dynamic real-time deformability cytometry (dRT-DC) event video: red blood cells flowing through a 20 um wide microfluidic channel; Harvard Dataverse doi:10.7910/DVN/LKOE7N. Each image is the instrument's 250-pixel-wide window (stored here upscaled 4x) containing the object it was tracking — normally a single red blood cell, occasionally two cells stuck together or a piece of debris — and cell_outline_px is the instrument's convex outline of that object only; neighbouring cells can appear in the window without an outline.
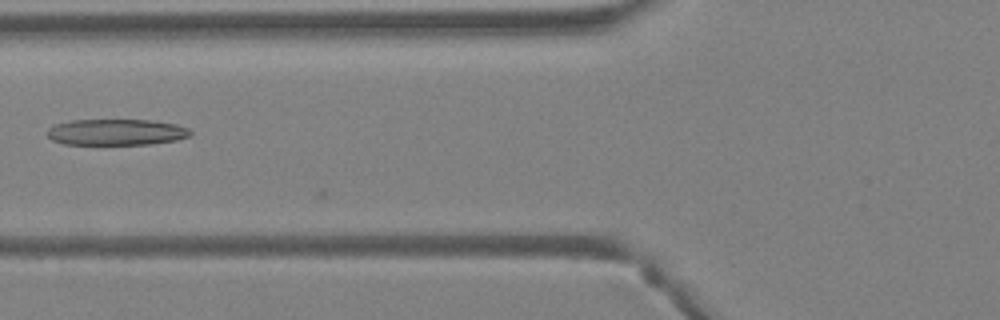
{"species": "Egyptian fruit bat (a non-hibernating species)", "species_latin": "Rousettus aegyptiacus", "temperature_condition": "warm", "stored_images_in_passage": 36, "camera_frame_rate_fps": 3000, "um_per_image_px": 0.085, "animal": {"sex": "female"}, "frame": {"image": 1, "passage_image": 13, "time_ms": 4.0, "image_size_px": [1000, 320], "cell_outline_px": [[192, 136], [176, 140], [148, 144], [64, 144], [52, 140], [48, 136], [48, 128], [56, 124], [72, 120], [148, 120], [176, 124], [188, 128], [192, 132]], "centroid_in_image_um": [9.91, 11.23], "position_along_channel_um": 115.9, "area_um2": 21.73}}
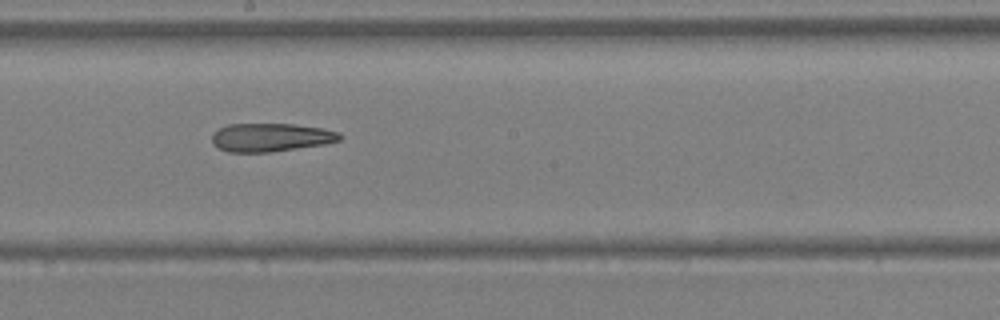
{"frame": {"image": 2, "passage_image": 20, "time_ms": 6.333, "image_size_px": [1000, 320], "cell_outline_px": [[344, 136], [340, 140], [324, 144], [272, 152], [228, 152], [212, 144], [212, 136], [220, 128], [228, 124], [292, 124], [324, 128], [336, 132]], "centroid_in_image_um": [23.03, 11.68], "position_along_channel_um": 225.2, "area_um2": 21.04}}
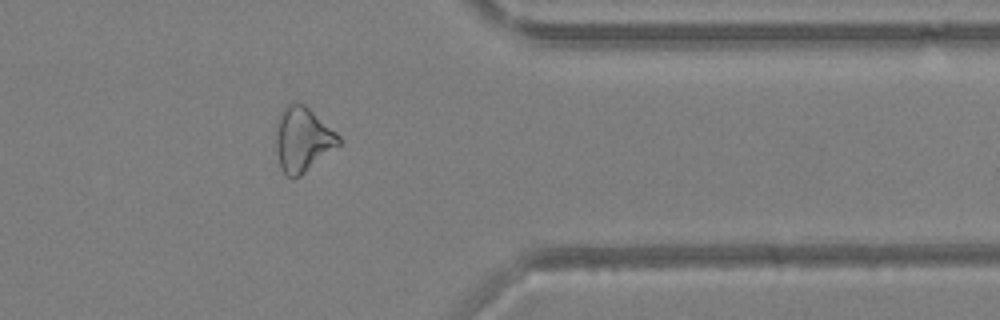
{"frame": {"image": 3, "passage_image": 31, "time_ms": 10.0, "image_size_px": [1000, 320], "cell_outline_px": [[340, 144], [300, 176], [292, 180], [280, 168], [276, 152], [276, 120], [280, 112], [288, 104], [304, 104], [336, 132], [340, 136]], "centroid_in_image_um": [25.69, 11.87], "position_along_channel_um": 385.7, "area_um2": 23.47}}